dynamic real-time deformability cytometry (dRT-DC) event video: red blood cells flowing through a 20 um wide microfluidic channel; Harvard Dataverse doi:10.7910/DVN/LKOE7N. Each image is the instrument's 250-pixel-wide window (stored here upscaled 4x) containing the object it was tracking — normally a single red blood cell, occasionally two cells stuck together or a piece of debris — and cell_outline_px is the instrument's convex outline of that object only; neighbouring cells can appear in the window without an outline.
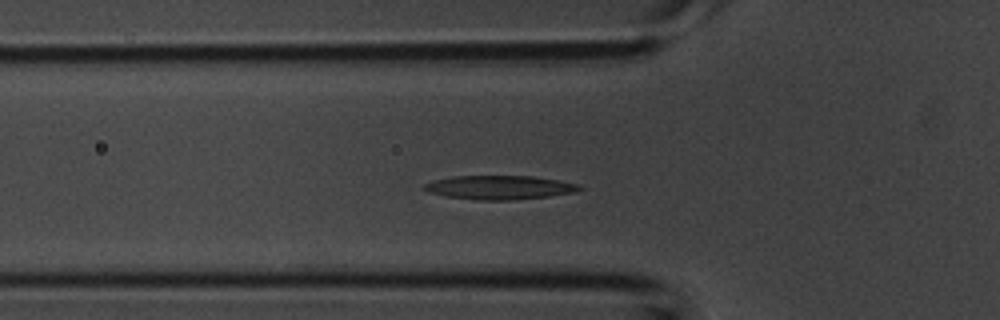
{"species": "common noctule bat (a hibernating species)", "species_latin": "Nyctalus noctula", "temperature_condition": "room temperature", "stored_images_in_passage": 38, "camera_frame_rate_fps": 3000, "um_per_image_px": 0.085, "animal": {"sex": "male", "body_mass_g": 20.1, "forearm_length_mm": 53.5}, "frame": {"image": 1, "passage_image": 13, "time_ms": 4.0, "image_size_px": [1000, 320], "cell_outline_px": [[584, 188], [576, 192], [548, 196], [516, 200], [480, 200], [448, 196], [428, 192], [420, 188], [424, 184], [432, 180], [452, 176], [532, 176], [580, 184]], "centroid_in_image_um": [42.45, 15.93], "position_along_channel_um": 83.4, "area_um2": 21.68}}
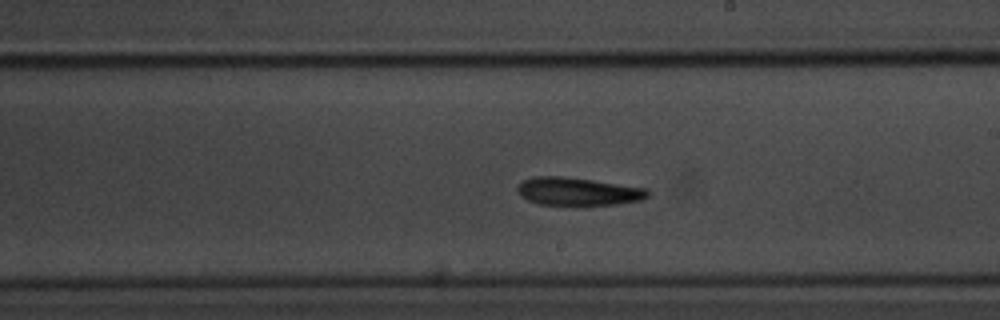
{"frame": {"image": 2, "passage_image": 23, "time_ms": 7.333, "image_size_px": [1000, 320], "cell_outline_px": [[648, 196], [640, 200], [616, 204], [588, 208], [576, 208], [540, 204], [528, 200], [520, 196], [516, 192], [516, 188], [524, 180], [532, 176], [564, 176], [648, 188]], "centroid_in_image_um": [49.1, 16.32], "position_along_channel_um": 239.9, "area_um2": 22.25}}
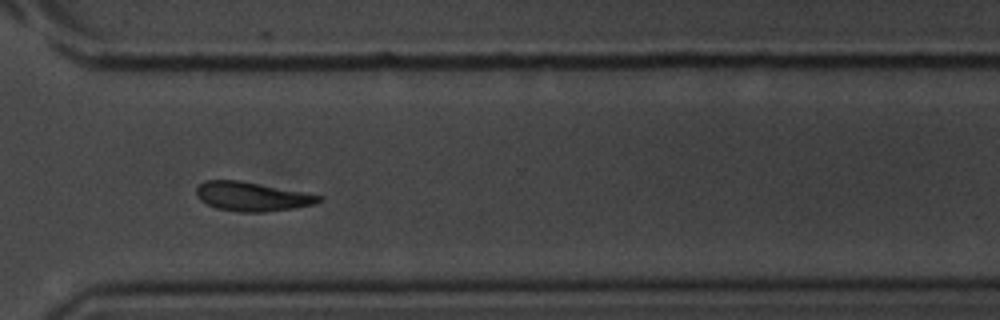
{"frame": {"image": 3, "passage_image": 30, "time_ms": 9.667, "image_size_px": [1000, 320], "cell_outline_px": [[324, 200], [316, 204], [296, 208], [264, 212], [236, 212], [216, 208], [200, 200], [196, 192], [196, 188], [204, 180], [240, 180], [324, 196]], "centroid_in_image_um": [21.45, 16.71], "position_along_channel_um": 349.1, "area_um2": 20.92}}